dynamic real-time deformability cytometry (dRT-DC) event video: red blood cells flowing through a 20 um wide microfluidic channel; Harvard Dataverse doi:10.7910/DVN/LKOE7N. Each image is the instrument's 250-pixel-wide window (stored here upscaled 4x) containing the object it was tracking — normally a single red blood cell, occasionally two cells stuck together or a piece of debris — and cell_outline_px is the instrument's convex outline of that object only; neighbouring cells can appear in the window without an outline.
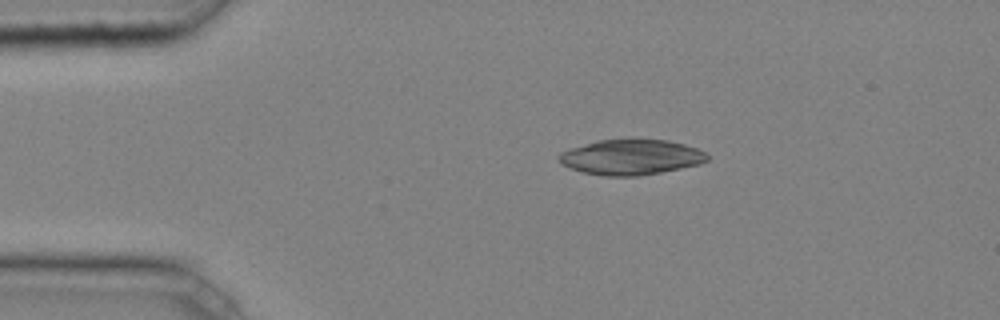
{"species": "common noctule bat (a hibernating species)", "species_latin": "Nyctalus noctula", "temperature_condition": "cold", "stored_images_in_passage": 2, "camera_frame_rate_fps": 3000, "um_per_image_px": 0.085, "animal": {"sex": "male", "body_mass_g": 20.4}, "frame": {"image": 1, "passage_image": 1, "time_ms": 0.0, "image_size_px": [1000, 320], "cell_outline_px": [[708, 160], [700, 164], [640, 176], [604, 176], [584, 172], [560, 164], [556, 160], [556, 156], [560, 152], [568, 148], [596, 140], [636, 136], [668, 140], [684, 144], [696, 148], [704, 152], [708, 156]], "centroid_in_image_um": [53.58, 13.31], "position_along_channel_um": 31.4, "area_um2": 31.56}}